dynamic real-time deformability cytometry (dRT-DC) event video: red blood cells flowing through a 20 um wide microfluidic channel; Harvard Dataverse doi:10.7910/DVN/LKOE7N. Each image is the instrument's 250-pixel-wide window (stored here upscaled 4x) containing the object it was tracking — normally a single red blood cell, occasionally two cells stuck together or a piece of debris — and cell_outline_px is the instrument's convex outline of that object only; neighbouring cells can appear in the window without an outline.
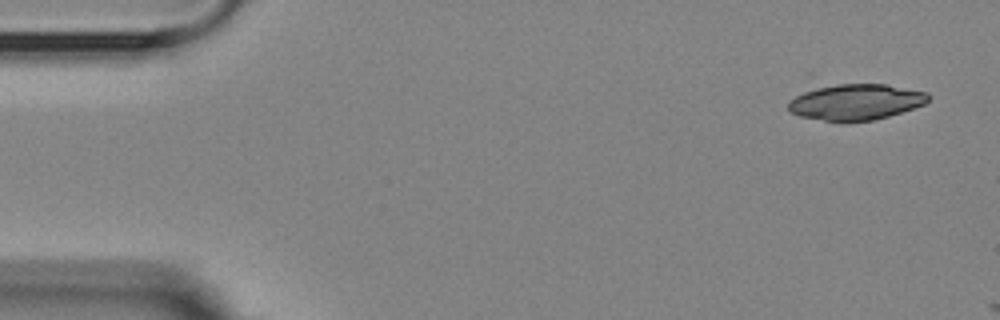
{"species": "Egyptian fruit bat (a non-hibernating species)", "species_latin": "Rousettus aegyptiacus", "temperature_condition": "room temperature", "stored_images_in_passage": 2, "camera_frame_rate_fps": 3000, "um_per_image_px": 0.085, "animal": {"sex": "female"}, "frame": {"image": 1, "passage_image": 1, "time_ms": 0.0, "image_size_px": [1000, 320], "cell_outline_px": [[928, 100], [924, 104], [888, 116], [872, 120], [844, 124], [840, 124], [800, 116], [792, 112], [788, 108], [788, 100], [808, 72], [812, 72], [888, 84], [928, 92]], "centroid_in_image_um": [72.31, 8.42], "position_along_channel_um": 12.7, "area_um2": 35.14}}